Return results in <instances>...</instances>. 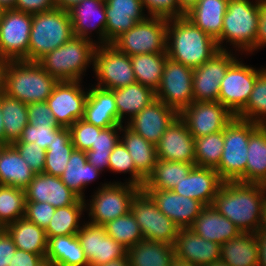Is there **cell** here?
Masks as SVG:
<instances>
[{"label":"cell","mask_w":266,"mask_h":266,"mask_svg":"<svg viewBox=\"0 0 266 266\" xmlns=\"http://www.w3.org/2000/svg\"><path fill=\"white\" fill-rule=\"evenodd\" d=\"M44 257L17 249L9 266H36Z\"/></svg>","instance_id":"94428289"},{"label":"cell","mask_w":266,"mask_h":266,"mask_svg":"<svg viewBox=\"0 0 266 266\" xmlns=\"http://www.w3.org/2000/svg\"><path fill=\"white\" fill-rule=\"evenodd\" d=\"M235 117L266 125V68L257 76L246 106Z\"/></svg>","instance_id":"bcb514c9"},{"label":"cell","mask_w":266,"mask_h":266,"mask_svg":"<svg viewBox=\"0 0 266 266\" xmlns=\"http://www.w3.org/2000/svg\"><path fill=\"white\" fill-rule=\"evenodd\" d=\"M57 83L37 61H8L4 93L25 104L41 102L49 98Z\"/></svg>","instance_id":"3957f363"},{"label":"cell","mask_w":266,"mask_h":266,"mask_svg":"<svg viewBox=\"0 0 266 266\" xmlns=\"http://www.w3.org/2000/svg\"><path fill=\"white\" fill-rule=\"evenodd\" d=\"M101 173L87 161L85 151L74 149L60 179L80 199L85 200L84 188L99 178Z\"/></svg>","instance_id":"f546056e"},{"label":"cell","mask_w":266,"mask_h":266,"mask_svg":"<svg viewBox=\"0 0 266 266\" xmlns=\"http://www.w3.org/2000/svg\"><path fill=\"white\" fill-rule=\"evenodd\" d=\"M92 66L98 80L95 86L101 89L115 90L136 83L130 56L111 44L96 46Z\"/></svg>","instance_id":"30bf717a"},{"label":"cell","mask_w":266,"mask_h":266,"mask_svg":"<svg viewBox=\"0 0 266 266\" xmlns=\"http://www.w3.org/2000/svg\"><path fill=\"white\" fill-rule=\"evenodd\" d=\"M82 0H55L56 6L59 9L68 11L74 5L79 4Z\"/></svg>","instance_id":"be15d7a7"},{"label":"cell","mask_w":266,"mask_h":266,"mask_svg":"<svg viewBox=\"0 0 266 266\" xmlns=\"http://www.w3.org/2000/svg\"><path fill=\"white\" fill-rule=\"evenodd\" d=\"M220 49L217 41L185 15L167 19V56L190 68H197Z\"/></svg>","instance_id":"7a4b0ae2"},{"label":"cell","mask_w":266,"mask_h":266,"mask_svg":"<svg viewBox=\"0 0 266 266\" xmlns=\"http://www.w3.org/2000/svg\"><path fill=\"white\" fill-rule=\"evenodd\" d=\"M74 149L69 128L61 126L54 133L53 142L46 150L43 173L60 177Z\"/></svg>","instance_id":"ab89813d"},{"label":"cell","mask_w":266,"mask_h":266,"mask_svg":"<svg viewBox=\"0 0 266 266\" xmlns=\"http://www.w3.org/2000/svg\"><path fill=\"white\" fill-rule=\"evenodd\" d=\"M194 165L178 161L157 160L151 175L146 179L143 190H172L185 178Z\"/></svg>","instance_id":"60d3db41"},{"label":"cell","mask_w":266,"mask_h":266,"mask_svg":"<svg viewBox=\"0 0 266 266\" xmlns=\"http://www.w3.org/2000/svg\"><path fill=\"white\" fill-rule=\"evenodd\" d=\"M110 91L114 94L118 120L121 125L125 123L123 121L127 114L129 121L156 99V92L138 82Z\"/></svg>","instance_id":"4dcf8cb0"},{"label":"cell","mask_w":266,"mask_h":266,"mask_svg":"<svg viewBox=\"0 0 266 266\" xmlns=\"http://www.w3.org/2000/svg\"><path fill=\"white\" fill-rule=\"evenodd\" d=\"M167 53L137 54L130 56L136 82L156 92L162 81Z\"/></svg>","instance_id":"f35d334b"},{"label":"cell","mask_w":266,"mask_h":266,"mask_svg":"<svg viewBox=\"0 0 266 266\" xmlns=\"http://www.w3.org/2000/svg\"><path fill=\"white\" fill-rule=\"evenodd\" d=\"M144 191L178 228H190L205 207L200 201L176 194L172 190Z\"/></svg>","instance_id":"603a6c76"},{"label":"cell","mask_w":266,"mask_h":266,"mask_svg":"<svg viewBox=\"0 0 266 266\" xmlns=\"http://www.w3.org/2000/svg\"><path fill=\"white\" fill-rule=\"evenodd\" d=\"M5 229L13 238L17 249L38 254L45 258L48 242L45 229L25 218L8 224Z\"/></svg>","instance_id":"d590c367"},{"label":"cell","mask_w":266,"mask_h":266,"mask_svg":"<svg viewBox=\"0 0 266 266\" xmlns=\"http://www.w3.org/2000/svg\"><path fill=\"white\" fill-rule=\"evenodd\" d=\"M89 88L84 106L83 120L99 128L122 126L118 120L114 94L96 86Z\"/></svg>","instance_id":"4316f807"},{"label":"cell","mask_w":266,"mask_h":266,"mask_svg":"<svg viewBox=\"0 0 266 266\" xmlns=\"http://www.w3.org/2000/svg\"><path fill=\"white\" fill-rule=\"evenodd\" d=\"M220 258L229 266H258V244L254 233H240L221 245Z\"/></svg>","instance_id":"8d00e7d4"},{"label":"cell","mask_w":266,"mask_h":266,"mask_svg":"<svg viewBox=\"0 0 266 266\" xmlns=\"http://www.w3.org/2000/svg\"><path fill=\"white\" fill-rule=\"evenodd\" d=\"M224 181L214 168L193 166L172 191L211 206Z\"/></svg>","instance_id":"cb8c5ba5"},{"label":"cell","mask_w":266,"mask_h":266,"mask_svg":"<svg viewBox=\"0 0 266 266\" xmlns=\"http://www.w3.org/2000/svg\"><path fill=\"white\" fill-rule=\"evenodd\" d=\"M179 8L184 12H188L199 0H177Z\"/></svg>","instance_id":"e7e4bbea"},{"label":"cell","mask_w":266,"mask_h":266,"mask_svg":"<svg viewBox=\"0 0 266 266\" xmlns=\"http://www.w3.org/2000/svg\"><path fill=\"white\" fill-rule=\"evenodd\" d=\"M259 230H266V198L264 199L262 222Z\"/></svg>","instance_id":"2644e50d"},{"label":"cell","mask_w":266,"mask_h":266,"mask_svg":"<svg viewBox=\"0 0 266 266\" xmlns=\"http://www.w3.org/2000/svg\"><path fill=\"white\" fill-rule=\"evenodd\" d=\"M204 266H229L227 265L223 259H218V260H215L214 262H212L211 264H208V265H204Z\"/></svg>","instance_id":"8c879c8a"},{"label":"cell","mask_w":266,"mask_h":266,"mask_svg":"<svg viewBox=\"0 0 266 266\" xmlns=\"http://www.w3.org/2000/svg\"><path fill=\"white\" fill-rule=\"evenodd\" d=\"M97 266H129V259L128 256L126 255L125 257H122L120 259L113 260L108 263Z\"/></svg>","instance_id":"03108f58"},{"label":"cell","mask_w":266,"mask_h":266,"mask_svg":"<svg viewBox=\"0 0 266 266\" xmlns=\"http://www.w3.org/2000/svg\"><path fill=\"white\" fill-rule=\"evenodd\" d=\"M0 140L5 143V131H4V124H3L1 103H0Z\"/></svg>","instance_id":"89a4df30"},{"label":"cell","mask_w":266,"mask_h":266,"mask_svg":"<svg viewBox=\"0 0 266 266\" xmlns=\"http://www.w3.org/2000/svg\"><path fill=\"white\" fill-rule=\"evenodd\" d=\"M178 115L174 109L156 98L124 125L156 146L162 134Z\"/></svg>","instance_id":"ffe728a7"},{"label":"cell","mask_w":266,"mask_h":266,"mask_svg":"<svg viewBox=\"0 0 266 266\" xmlns=\"http://www.w3.org/2000/svg\"><path fill=\"white\" fill-rule=\"evenodd\" d=\"M76 236L89 266L102 265L127 255V249L107 235L104 226L86 221Z\"/></svg>","instance_id":"ac0fdd59"},{"label":"cell","mask_w":266,"mask_h":266,"mask_svg":"<svg viewBox=\"0 0 266 266\" xmlns=\"http://www.w3.org/2000/svg\"><path fill=\"white\" fill-rule=\"evenodd\" d=\"M81 81H58L46 103L59 126L70 127L83 119L88 91H84Z\"/></svg>","instance_id":"2e32d148"},{"label":"cell","mask_w":266,"mask_h":266,"mask_svg":"<svg viewBox=\"0 0 266 266\" xmlns=\"http://www.w3.org/2000/svg\"><path fill=\"white\" fill-rule=\"evenodd\" d=\"M246 183L266 184V125L250 135L247 151Z\"/></svg>","instance_id":"74e56055"},{"label":"cell","mask_w":266,"mask_h":266,"mask_svg":"<svg viewBox=\"0 0 266 266\" xmlns=\"http://www.w3.org/2000/svg\"><path fill=\"white\" fill-rule=\"evenodd\" d=\"M47 239L45 258L49 259L55 266H89L76 234L60 235Z\"/></svg>","instance_id":"836d02e7"},{"label":"cell","mask_w":266,"mask_h":266,"mask_svg":"<svg viewBox=\"0 0 266 266\" xmlns=\"http://www.w3.org/2000/svg\"><path fill=\"white\" fill-rule=\"evenodd\" d=\"M266 45V0H261L260 11H259V22L256 33V42L254 47L249 51L253 53L254 51L265 47Z\"/></svg>","instance_id":"91938a15"},{"label":"cell","mask_w":266,"mask_h":266,"mask_svg":"<svg viewBox=\"0 0 266 266\" xmlns=\"http://www.w3.org/2000/svg\"><path fill=\"white\" fill-rule=\"evenodd\" d=\"M259 125L234 117L224 128V147L219 165L215 168L224 182L246 183V164L249 137Z\"/></svg>","instance_id":"52a82bcc"},{"label":"cell","mask_w":266,"mask_h":266,"mask_svg":"<svg viewBox=\"0 0 266 266\" xmlns=\"http://www.w3.org/2000/svg\"><path fill=\"white\" fill-rule=\"evenodd\" d=\"M194 138L224 131L234 114L219 101H194L179 113Z\"/></svg>","instance_id":"9a60e30c"},{"label":"cell","mask_w":266,"mask_h":266,"mask_svg":"<svg viewBox=\"0 0 266 266\" xmlns=\"http://www.w3.org/2000/svg\"><path fill=\"white\" fill-rule=\"evenodd\" d=\"M195 140V165L216 168L221 160L224 147V131L209 134Z\"/></svg>","instance_id":"7dc6e473"},{"label":"cell","mask_w":266,"mask_h":266,"mask_svg":"<svg viewBox=\"0 0 266 266\" xmlns=\"http://www.w3.org/2000/svg\"><path fill=\"white\" fill-rule=\"evenodd\" d=\"M32 15L5 10L0 14V58L28 61Z\"/></svg>","instance_id":"7c38bea8"},{"label":"cell","mask_w":266,"mask_h":266,"mask_svg":"<svg viewBox=\"0 0 266 266\" xmlns=\"http://www.w3.org/2000/svg\"><path fill=\"white\" fill-rule=\"evenodd\" d=\"M111 45L129 56L167 53V18L148 16L121 34Z\"/></svg>","instance_id":"9c48e42d"},{"label":"cell","mask_w":266,"mask_h":266,"mask_svg":"<svg viewBox=\"0 0 266 266\" xmlns=\"http://www.w3.org/2000/svg\"><path fill=\"white\" fill-rule=\"evenodd\" d=\"M55 210L56 208L47 202L26 201L24 218L37 226L46 229Z\"/></svg>","instance_id":"db71d44e"},{"label":"cell","mask_w":266,"mask_h":266,"mask_svg":"<svg viewBox=\"0 0 266 266\" xmlns=\"http://www.w3.org/2000/svg\"><path fill=\"white\" fill-rule=\"evenodd\" d=\"M266 189L264 184L239 181L224 182L212 206L242 233L260 229Z\"/></svg>","instance_id":"6da1fadb"},{"label":"cell","mask_w":266,"mask_h":266,"mask_svg":"<svg viewBox=\"0 0 266 266\" xmlns=\"http://www.w3.org/2000/svg\"><path fill=\"white\" fill-rule=\"evenodd\" d=\"M175 257L198 266L211 264L220 259L221 246L203 239L191 228H179L174 243Z\"/></svg>","instance_id":"484cf974"},{"label":"cell","mask_w":266,"mask_h":266,"mask_svg":"<svg viewBox=\"0 0 266 266\" xmlns=\"http://www.w3.org/2000/svg\"><path fill=\"white\" fill-rule=\"evenodd\" d=\"M28 123L33 126L58 125L46 101L27 104Z\"/></svg>","instance_id":"9f6ffc18"},{"label":"cell","mask_w":266,"mask_h":266,"mask_svg":"<svg viewBox=\"0 0 266 266\" xmlns=\"http://www.w3.org/2000/svg\"><path fill=\"white\" fill-rule=\"evenodd\" d=\"M229 0H199L185 16L203 32L217 40L222 33L223 18Z\"/></svg>","instance_id":"f1b7e54d"},{"label":"cell","mask_w":266,"mask_h":266,"mask_svg":"<svg viewBox=\"0 0 266 266\" xmlns=\"http://www.w3.org/2000/svg\"><path fill=\"white\" fill-rule=\"evenodd\" d=\"M122 136L120 141L130 154L136 170L147 179L154 170L157 163L156 146L145 140L142 136L134 132L127 125L121 126Z\"/></svg>","instance_id":"1f68e13d"},{"label":"cell","mask_w":266,"mask_h":266,"mask_svg":"<svg viewBox=\"0 0 266 266\" xmlns=\"http://www.w3.org/2000/svg\"><path fill=\"white\" fill-rule=\"evenodd\" d=\"M264 69H256L236 59L220 83L218 101L236 116L246 106L257 76Z\"/></svg>","instance_id":"5bb4252c"},{"label":"cell","mask_w":266,"mask_h":266,"mask_svg":"<svg viewBox=\"0 0 266 266\" xmlns=\"http://www.w3.org/2000/svg\"><path fill=\"white\" fill-rule=\"evenodd\" d=\"M35 173H43L45 166L46 150L32 143L11 144Z\"/></svg>","instance_id":"f5cc1de1"},{"label":"cell","mask_w":266,"mask_h":266,"mask_svg":"<svg viewBox=\"0 0 266 266\" xmlns=\"http://www.w3.org/2000/svg\"><path fill=\"white\" fill-rule=\"evenodd\" d=\"M17 247L5 228H0V266H9Z\"/></svg>","instance_id":"680465c9"},{"label":"cell","mask_w":266,"mask_h":266,"mask_svg":"<svg viewBox=\"0 0 266 266\" xmlns=\"http://www.w3.org/2000/svg\"><path fill=\"white\" fill-rule=\"evenodd\" d=\"M8 60L0 58V96L4 94L5 71Z\"/></svg>","instance_id":"6125c7cd"},{"label":"cell","mask_w":266,"mask_h":266,"mask_svg":"<svg viewBox=\"0 0 266 266\" xmlns=\"http://www.w3.org/2000/svg\"><path fill=\"white\" fill-rule=\"evenodd\" d=\"M5 143L12 144L20 139L23 129L28 124L27 104L11 98L5 93L0 96Z\"/></svg>","instance_id":"b9f144b4"},{"label":"cell","mask_w":266,"mask_h":266,"mask_svg":"<svg viewBox=\"0 0 266 266\" xmlns=\"http://www.w3.org/2000/svg\"><path fill=\"white\" fill-rule=\"evenodd\" d=\"M193 68L167 58L156 98L178 114L194 102Z\"/></svg>","instance_id":"4fadbf2b"},{"label":"cell","mask_w":266,"mask_h":266,"mask_svg":"<svg viewBox=\"0 0 266 266\" xmlns=\"http://www.w3.org/2000/svg\"><path fill=\"white\" fill-rule=\"evenodd\" d=\"M96 46L95 40L73 36L37 62L58 81H82L83 73L93 64Z\"/></svg>","instance_id":"277c9868"},{"label":"cell","mask_w":266,"mask_h":266,"mask_svg":"<svg viewBox=\"0 0 266 266\" xmlns=\"http://www.w3.org/2000/svg\"><path fill=\"white\" fill-rule=\"evenodd\" d=\"M56 7L55 0H16L14 10L34 15Z\"/></svg>","instance_id":"6f0895ef"},{"label":"cell","mask_w":266,"mask_h":266,"mask_svg":"<svg viewBox=\"0 0 266 266\" xmlns=\"http://www.w3.org/2000/svg\"><path fill=\"white\" fill-rule=\"evenodd\" d=\"M59 125L33 126L27 124L23 129L20 139L14 143H32L35 142L41 148L47 150L52 144L54 133L60 128Z\"/></svg>","instance_id":"816d5d0a"},{"label":"cell","mask_w":266,"mask_h":266,"mask_svg":"<svg viewBox=\"0 0 266 266\" xmlns=\"http://www.w3.org/2000/svg\"><path fill=\"white\" fill-rule=\"evenodd\" d=\"M190 228L198 236L220 246L241 233L233 222L220 214L212 205L205 206L201 210Z\"/></svg>","instance_id":"83f0119b"},{"label":"cell","mask_w":266,"mask_h":266,"mask_svg":"<svg viewBox=\"0 0 266 266\" xmlns=\"http://www.w3.org/2000/svg\"><path fill=\"white\" fill-rule=\"evenodd\" d=\"M142 2L149 16H158L168 19L185 15L179 8L177 0H142Z\"/></svg>","instance_id":"11a10c76"},{"label":"cell","mask_w":266,"mask_h":266,"mask_svg":"<svg viewBox=\"0 0 266 266\" xmlns=\"http://www.w3.org/2000/svg\"><path fill=\"white\" fill-rule=\"evenodd\" d=\"M85 204L86 200L79 199L73 205L56 208L48 227L45 229L47 238L77 234L82 226L80 218L84 214Z\"/></svg>","instance_id":"7bdbcfd3"},{"label":"cell","mask_w":266,"mask_h":266,"mask_svg":"<svg viewBox=\"0 0 266 266\" xmlns=\"http://www.w3.org/2000/svg\"><path fill=\"white\" fill-rule=\"evenodd\" d=\"M220 50L203 65L193 70V95L194 101H218L220 83L229 66L237 59L229 52Z\"/></svg>","instance_id":"e0dca14e"},{"label":"cell","mask_w":266,"mask_h":266,"mask_svg":"<svg viewBox=\"0 0 266 266\" xmlns=\"http://www.w3.org/2000/svg\"><path fill=\"white\" fill-rule=\"evenodd\" d=\"M74 36L69 12L54 8L32 15L28 61H38Z\"/></svg>","instance_id":"8992f818"},{"label":"cell","mask_w":266,"mask_h":266,"mask_svg":"<svg viewBox=\"0 0 266 266\" xmlns=\"http://www.w3.org/2000/svg\"><path fill=\"white\" fill-rule=\"evenodd\" d=\"M261 0H229L223 18L221 36L216 40L220 50L229 42L236 52H249L255 45ZM225 40V41H224ZM242 51V52H241Z\"/></svg>","instance_id":"5b68a950"},{"label":"cell","mask_w":266,"mask_h":266,"mask_svg":"<svg viewBox=\"0 0 266 266\" xmlns=\"http://www.w3.org/2000/svg\"><path fill=\"white\" fill-rule=\"evenodd\" d=\"M109 171L117 173H128L130 174V180L128 183L134 184L139 188H143L146 179L136 170L134 162L128 153L126 147L121 141L112 150L109 157Z\"/></svg>","instance_id":"681fc988"},{"label":"cell","mask_w":266,"mask_h":266,"mask_svg":"<svg viewBox=\"0 0 266 266\" xmlns=\"http://www.w3.org/2000/svg\"><path fill=\"white\" fill-rule=\"evenodd\" d=\"M16 0H0V11L13 10Z\"/></svg>","instance_id":"003e7915"},{"label":"cell","mask_w":266,"mask_h":266,"mask_svg":"<svg viewBox=\"0 0 266 266\" xmlns=\"http://www.w3.org/2000/svg\"><path fill=\"white\" fill-rule=\"evenodd\" d=\"M140 190L141 188L127 181L101 184L91 196L90 202L85 204V210H88V217H90L88 222L104 226L128 214L131 210V201Z\"/></svg>","instance_id":"ba28073f"},{"label":"cell","mask_w":266,"mask_h":266,"mask_svg":"<svg viewBox=\"0 0 266 266\" xmlns=\"http://www.w3.org/2000/svg\"><path fill=\"white\" fill-rule=\"evenodd\" d=\"M106 234L129 249L144 239L139 224L134 215L128 214L118 217L104 225Z\"/></svg>","instance_id":"c3c4849f"},{"label":"cell","mask_w":266,"mask_h":266,"mask_svg":"<svg viewBox=\"0 0 266 266\" xmlns=\"http://www.w3.org/2000/svg\"><path fill=\"white\" fill-rule=\"evenodd\" d=\"M129 266H170L175 258L174 245L142 239L127 249Z\"/></svg>","instance_id":"e575fe53"},{"label":"cell","mask_w":266,"mask_h":266,"mask_svg":"<svg viewBox=\"0 0 266 266\" xmlns=\"http://www.w3.org/2000/svg\"><path fill=\"white\" fill-rule=\"evenodd\" d=\"M118 133L121 135V126L103 128L100 132H96L95 143L86 151L87 161L101 172L104 168L109 170L110 154L120 141Z\"/></svg>","instance_id":"ee69618b"},{"label":"cell","mask_w":266,"mask_h":266,"mask_svg":"<svg viewBox=\"0 0 266 266\" xmlns=\"http://www.w3.org/2000/svg\"><path fill=\"white\" fill-rule=\"evenodd\" d=\"M36 266H55L49 259L43 258Z\"/></svg>","instance_id":"753ad0ef"},{"label":"cell","mask_w":266,"mask_h":266,"mask_svg":"<svg viewBox=\"0 0 266 266\" xmlns=\"http://www.w3.org/2000/svg\"><path fill=\"white\" fill-rule=\"evenodd\" d=\"M35 174L11 144L3 148L0 153V185L25 189Z\"/></svg>","instance_id":"d6a6232c"},{"label":"cell","mask_w":266,"mask_h":266,"mask_svg":"<svg viewBox=\"0 0 266 266\" xmlns=\"http://www.w3.org/2000/svg\"><path fill=\"white\" fill-rule=\"evenodd\" d=\"M7 144L0 140V153Z\"/></svg>","instance_id":"34e18365"},{"label":"cell","mask_w":266,"mask_h":266,"mask_svg":"<svg viewBox=\"0 0 266 266\" xmlns=\"http://www.w3.org/2000/svg\"><path fill=\"white\" fill-rule=\"evenodd\" d=\"M157 158L190 163L195 166V140L178 115L156 145Z\"/></svg>","instance_id":"d6986e66"},{"label":"cell","mask_w":266,"mask_h":266,"mask_svg":"<svg viewBox=\"0 0 266 266\" xmlns=\"http://www.w3.org/2000/svg\"><path fill=\"white\" fill-rule=\"evenodd\" d=\"M170 266H198V265L175 257L173 261L171 262Z\"/></svg>","instance_id":"a7ac6f4b"},{"label":"cell","mask_w":266,"mask_h":266,"mask_svg":"<svg viewBox=\"0 0 266 266\" xmlns=\"http://www.w3.org/2000/svg\"><path fill=\"white\" fill-rule=\"evenodd\" d=\"M25 190L8 185H0V228L24 218Z\"/></svg>","instance_id":"f6af8a7d"},{"label":"cell","mask_w":266,"mask_h":266,"mask_svg":"<svg viewBox=\"0 0 266 266\" xmlns=\"http://www.w3.org/2000/svg\"><path fill=\"white\" fill-rule=\"evenodd\" d=\"M130 212L139 224L144 239L174 245L179 228L158 209L143 189L133 197Z\"/></svg>","instance_id":"8fae6325"},{"label":"cell","mask_w":266,"mask_h":266,"mask_svg":"<svg viewBox=\"0 0 266 266\" xmlns=\"http://www.w3.org/2000/svg\"><path fill=\"white\" fill-rule=\"evenodd\" d=\"M74 36L93 41L92 31L97 32L96 45L105 44V26L107 23L105 0H82L68 10Z\"/></svg>","instance_id":"44dd1931"},{"label":"cell","mask_w":266,"mask_h":266,"mask_svg":"<svg viewBox=\"0 0 266 266\" xmlns=\"http://www.w3.org/2000/svg\"><path fill=\"white\" fill-rule=\"evenodd\" d=\"M69 130L75 149L86 152L95 143L96 132H100L102 128L87 123L83 119H79L69 127Z\"/></svg>","instance_id":"f907efd6"},{"label":"cell","mask_w":266,"mask_h":266,"mask_svg":"<svg viewBox=\"0 0 266 266\" xmlns=\"http://www.w3.org/2000/svg\"><path fill=\"white\" fill-rule=\"evenodd\" d=\"M143 11L142 0H105V44H111L137 22L146 19L149 15L146 16Z\"/></svg>","instance_id":"7402d4cb"},{"label":"cell","mask_w":266,"mask_h":266,"mask_svg":"<svg viewBox=\"0 0 266 266\" xmlns=\"http://www.w3.org/2000/svg\"><path fill=\"white\" fill-rule=\"evenodd\" d=\"M24 190L26 201L47 202L55 208L73 205L80 199L60 177L45 173H36Z\"/></svg>","instance_id":"d4e9b609"}]
</instances>
